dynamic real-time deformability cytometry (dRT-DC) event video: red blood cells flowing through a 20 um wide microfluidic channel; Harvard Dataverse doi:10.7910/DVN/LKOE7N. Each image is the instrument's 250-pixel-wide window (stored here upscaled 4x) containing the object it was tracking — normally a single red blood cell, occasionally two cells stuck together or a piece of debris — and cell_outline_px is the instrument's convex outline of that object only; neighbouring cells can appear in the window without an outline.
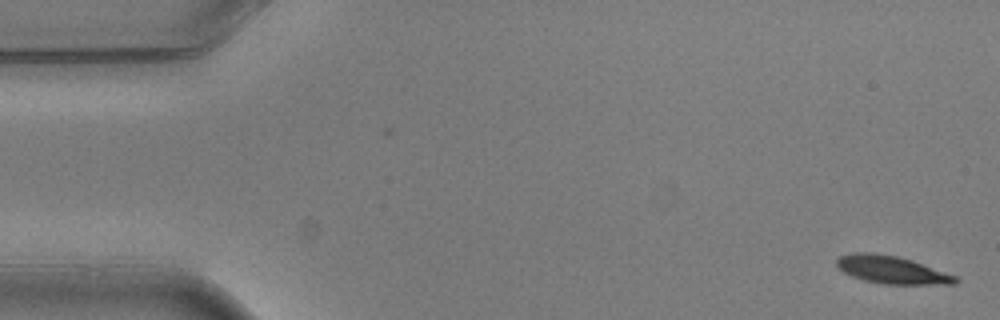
{"species": "common noctule bat (a hibernating species)", "species_latin": "Nyctalus noctula", "temperature_condition": "warm", "stored_images_in_passage": 5, "camera_frame_rate_fps": 3000, "um_per_image_px": 0.085, "animal": {"sex": "male", "body_mass_g": 20.5, "forearm_length_mm": 52.5}, "frame": {"image": 1, "passage_image": 1, "time_ms": 0.0, "image_size_px": [1000, 320], "cell_outline_px": [[960, 280], [956, 284], [884, 284], [864, 280], [852, 276], [844, 272], [836, 264], [836, 260], [840, 256], [852, 252], [872, 252], [896, 256], [912, 260], [956, 276]], "centroid_in_image_um": [75.8, 22.93], "position_along_channel_um": 9.2, "area_um2": 19.07}}
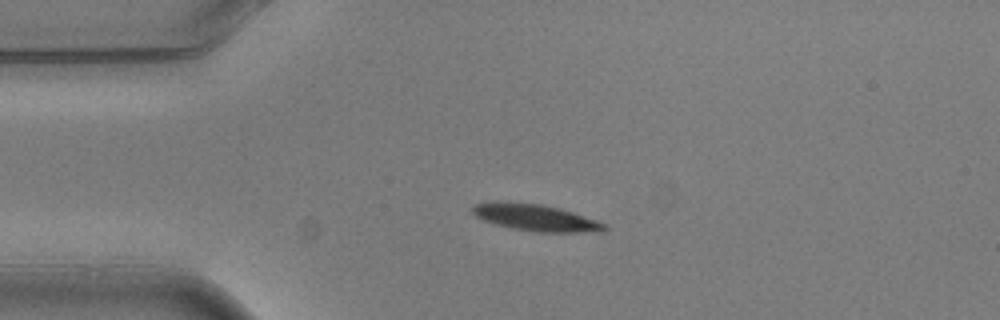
{"frame": {"image": 2, "passage_image": 4, "time_ms": 1.0, "image_size_px": [1000, 320], "cell_outline_px": [[608, 228], [580, 232], [536, 232], [512, 228], [496, 224], [484, 220], [476, 216], [472, 212], [472, 208], [476, 204], [496, 200], [500, 200], [540, 204], [560, 208], [608, 224]], "centroid_in_image_um": [45.46, 18.47], "position_along_channel_um": 39.5, "area_um2": 20.35}}